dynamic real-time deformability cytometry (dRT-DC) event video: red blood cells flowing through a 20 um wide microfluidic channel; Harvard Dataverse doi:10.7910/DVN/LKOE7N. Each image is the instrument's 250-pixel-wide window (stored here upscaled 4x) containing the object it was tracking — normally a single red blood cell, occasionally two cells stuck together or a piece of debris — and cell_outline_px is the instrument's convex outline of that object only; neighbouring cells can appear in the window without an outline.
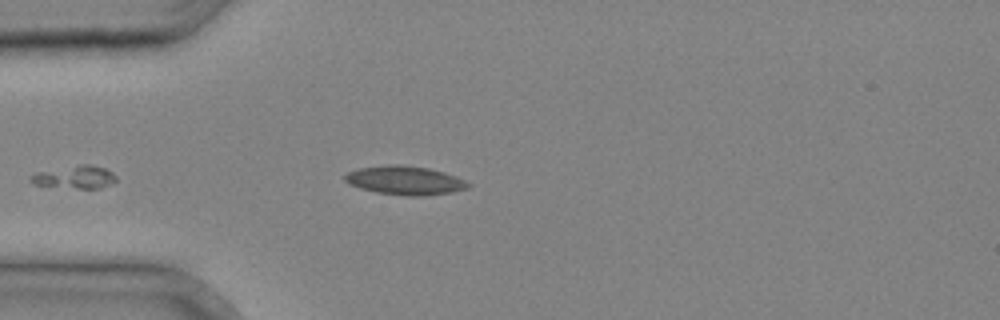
{"species": "common noctule bat (a hibernating species)", "species_latin": "Nyctalus noctula", "temperature_condition": "cold", "stored_images_in_passage": 27, "camera_frame_rate_fps": 3000, "um_per_image_px": 0.085, "animal": {"sex": "male", "body_mass_g": 20.4}, "frame": {"image": 1, "passage_image": 1, "time_ms": 0.0, "image_size_px": [1000, 320], "cell_outline_px": [[472, 184], [468, 188], [452, 192], [424, 196], [408, 196], [376, 192], [360, 188], [348, 184], [344, 180], [344, 176], [348, 172], [356, 168], [388, 164], [400, 164], [428, 168], [444, 172], [456, 176]], "centroid_in_image_um": [34.41, 15.33], "position_along_channel_um": 50.6, "area_um2": 20.87}}